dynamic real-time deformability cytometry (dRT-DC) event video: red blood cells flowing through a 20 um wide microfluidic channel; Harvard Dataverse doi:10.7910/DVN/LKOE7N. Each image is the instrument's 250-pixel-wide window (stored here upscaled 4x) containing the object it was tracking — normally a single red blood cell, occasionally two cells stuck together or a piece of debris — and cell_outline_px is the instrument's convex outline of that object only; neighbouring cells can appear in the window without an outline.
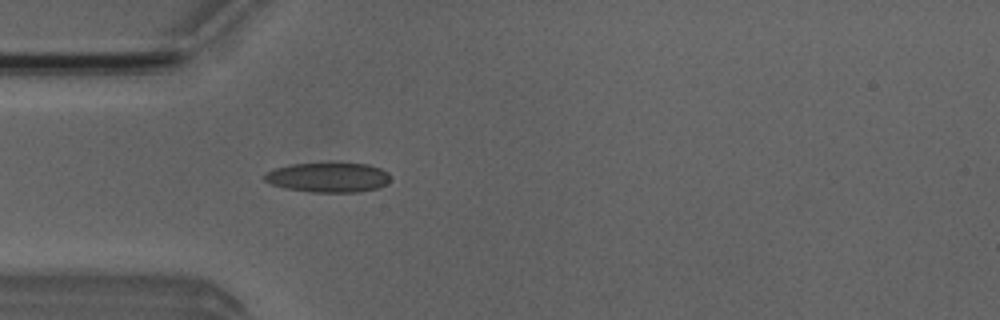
{"species": "Egyptian fruit bat (a non-hibernating species)", "species_latin": "Rousettus aegyptiacus", "temperature_condition": "room temperature", "stored_images_in_passage": 3, "camera_frame_rate_fps": 3000, "um_per_image_px": 0.085, "animal": {"sex": "male"}, "frame": {"image": 1, "passage_image": 3, "time_ms": 2.667, "image_size_px": [1000, 320], "cell_outline_px": [[388, 184], [380, 188], [360, 192], [312, 192], [284, 188], [272, 184], [264, 180], [264, 176], [268, 172], [276, 168], [292, 164], [368, 164], [380, 168], [388, 172]], "centroid_in_image_um": [27.93, 15.1], "position_along_channel_um": 57.1, "area_um2": 21.56}}